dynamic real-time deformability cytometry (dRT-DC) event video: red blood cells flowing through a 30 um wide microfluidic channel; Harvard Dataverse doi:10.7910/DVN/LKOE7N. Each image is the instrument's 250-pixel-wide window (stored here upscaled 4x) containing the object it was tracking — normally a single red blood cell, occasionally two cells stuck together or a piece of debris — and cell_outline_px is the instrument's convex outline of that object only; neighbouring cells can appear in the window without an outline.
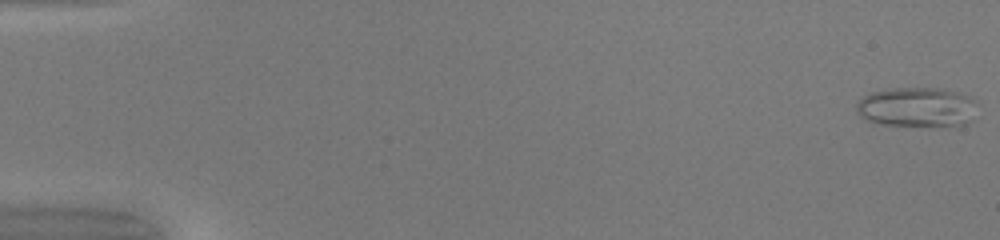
{"species": "common noctule bat (a hibernating species)", "species_latin": "Nyctalus noctula", "temperature_condition": "warm", "stored_images_in_passage": 50, "camera_frame_rate_fps": 3000, "um_per_image_px": 0.085, "animal": {"sex": "female", "body_mass_g": 20.0, "forearm_length_mm": 54.0}, "frame": {"image": 1, "passage_image": 1, "time_ms": 0.0, "image_size_px": [1000, 240], "cell_outline_px": [[976, 100], [972, 120], [968, 124], [948, 128], [940, 128], [884, 124], [864, 120], [860, 116], [856, 108], [856, 104], [864, 96], [872, 92], [888, 88], [940, 88], [960, 92]], "centroid_in_image_um": [77.99, 9.14], "position_along_channel_um": 7.0, "area_um2": 28.78}}
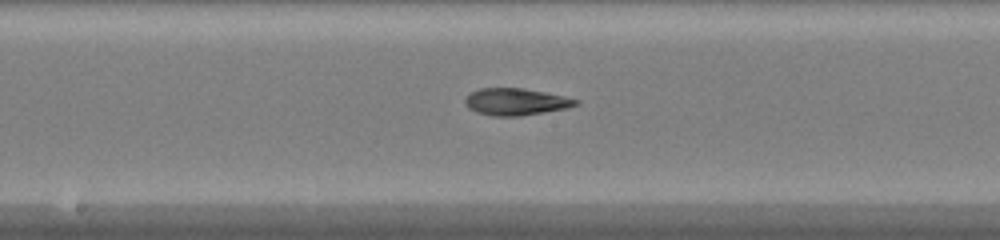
{"frame": {"image": 2, "passage_image": 27, "time_ms": 8.667, "image_size_px": [1000, 240], "cell_outline_px": [[580, 104], [568, 108], [520, 116], [492, 116], [476, 112], [468, 108], [464, 104], [464, 100], [472, 92], [480, 88], [520, 88], [544, 92], [564, 96], [580, 100]], "centroid_in_image_um": [43.86, 8.66], "position_along_channel_um": 204.3, "area_um2": 17.4}}
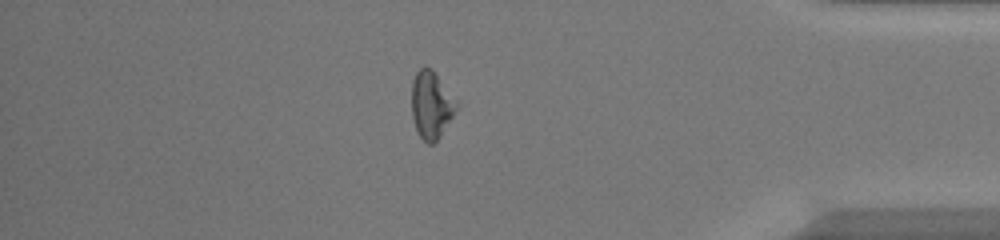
{"frame": {"image": 3, "passage_image": 43, "time_ms": 14.0, "image_size_px": [1000, 240], "cell_outline_px": [[460, 108], [440, 136], [432, 144], [428, 144], [420, 136], [416, 128], [412, 116], [412, 80], [416, 72], [420, 68], [432, 68], [460, 104]], "centroid_in_image_um": [36.7, 8.91], "position_along_channel_um": 398.5, "area_um2": 17.8}, "authors_computed_cell_mechanics": {"area_um2": 17.6868, "velocity_mm_per_s": 4.2102, "shape_relaxation_time_tau1_ms": 8.7579, "shape_relaxation_time_tau2_ms": 4.449, "deformation_change_tau1": 0.235, "deformation_change_tau2": 0.1276}}